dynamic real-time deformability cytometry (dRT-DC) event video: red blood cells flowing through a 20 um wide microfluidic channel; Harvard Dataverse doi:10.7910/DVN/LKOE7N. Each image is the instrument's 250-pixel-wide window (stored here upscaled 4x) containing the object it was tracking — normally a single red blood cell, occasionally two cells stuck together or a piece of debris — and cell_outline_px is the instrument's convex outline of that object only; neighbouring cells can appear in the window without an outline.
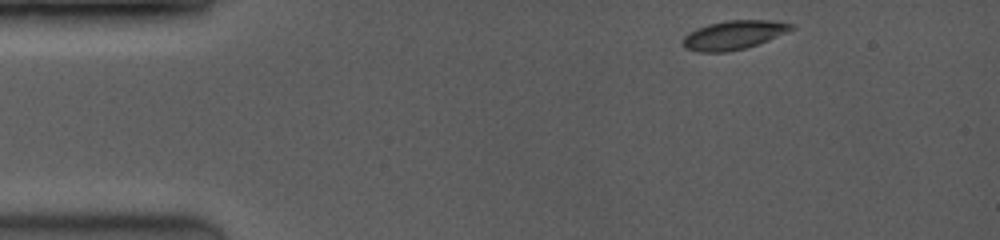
{"species": "common noctule bat (a hibernating species)", "species_latin": "Nyctalus noctula", "temperature_condition": "room temperature", "stored_images_in_passage": 12, "camera_frame_rate_fps": 3500, "um_per_image_px": 0.085, "animal": {"sex": "female", "body_mass_g": 19.0, "forearm_length_mm": 53.3}, "frame": {"image": 1, "passage_image": 1, "time_ms": 0.0, "image_size_px": [1000, 240], "cell_outline_px": [[796, 28], [788, 32], [768, 40], [744, 48], [728, 52], [696, 52], [684, 48], [684, 36], [688, 32], [708, 24], [728, 20], [772, 20], [792, 24]], "centroid_in_image_um": [62.37, 2.97], "position_along_channel_um": 22.6, "area_um2": 18.21}}
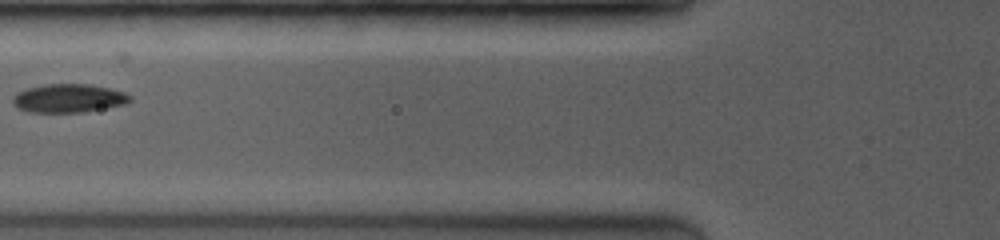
{"frame": {"image": 2, "passage_image": 10, "time_ms": 4.286, "image_size_px": [1000, 240], "cell_outline_px": [[132, 100], [124, 104], [84, 112], [28, 112], [16, 108], [12, 104], [12, 100], [20, 92], [28, 88], [44, 84], [88, 84], [108, 88], [124, 92], [132, 96]], "centroid_in_image_um": [5.83, 8.36], "position_along_channel_um": 120.0, "area_um2": 19.36}}
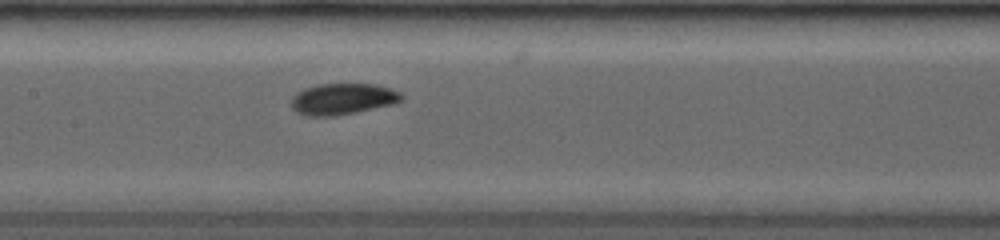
{"frame": {"image": 3, "passage_image": 12, "time_ms": 5.714, "image_size_px": [1000, 240], "cell_outline_px": [[404, 100], [396, 104], [336, 116], [304, 116], [296, 112], [292, 108], [292, 96], [296, 92], [304, 88], [316, 84], [376, 84], [400, 92], [404, 96]], "centroid_in_image_um": [29.14, 8.42], "position_along_channel_um": 178.3, "area_um2": 20.4}}